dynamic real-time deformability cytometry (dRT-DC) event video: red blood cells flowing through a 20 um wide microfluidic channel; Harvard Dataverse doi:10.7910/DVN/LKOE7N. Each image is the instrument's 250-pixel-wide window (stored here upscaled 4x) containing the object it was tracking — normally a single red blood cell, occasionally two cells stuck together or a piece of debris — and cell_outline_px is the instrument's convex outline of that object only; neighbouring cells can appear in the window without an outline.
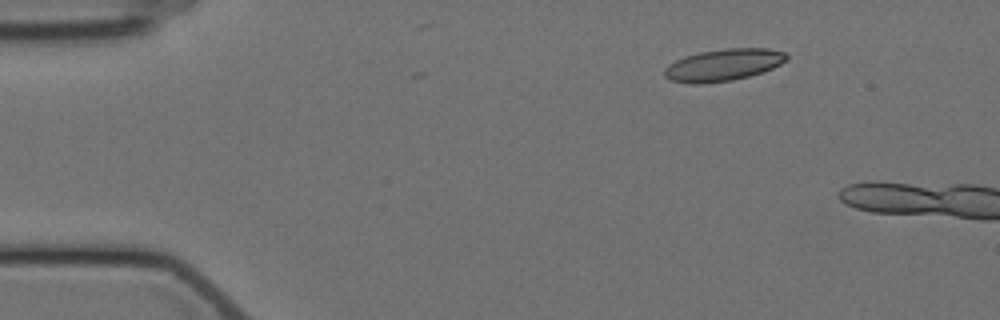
{"species": "Egyptian fruit bat (a non-hibernating species)", "species_latin": "Rousettus aegyptiacus", "temperature_condition": "cold", "stored_images_in_passage": 3, "camera_frame_rate_fps": 3000, "um_per_image_px": 0.085, "animal": {"sex": "female"}, "frame": {"image": 1, "passage_image": 2, "time_ms": 1.0, "image_size_px": [1000, 320], "cell_outline_px": [[788, 60], [764, 72], [732, 80], [700, 84], [692, 84], [668, 80], [664, 76], [664, 68], [668, 64], [684, 56], [700, 52], [728, 48], [768, 48], [784, 52], [788, 56]], "centroid_in_image_um": [61.47, 5.52], "position_along_channel_um": 23.5, "area_um2": 22.89}}